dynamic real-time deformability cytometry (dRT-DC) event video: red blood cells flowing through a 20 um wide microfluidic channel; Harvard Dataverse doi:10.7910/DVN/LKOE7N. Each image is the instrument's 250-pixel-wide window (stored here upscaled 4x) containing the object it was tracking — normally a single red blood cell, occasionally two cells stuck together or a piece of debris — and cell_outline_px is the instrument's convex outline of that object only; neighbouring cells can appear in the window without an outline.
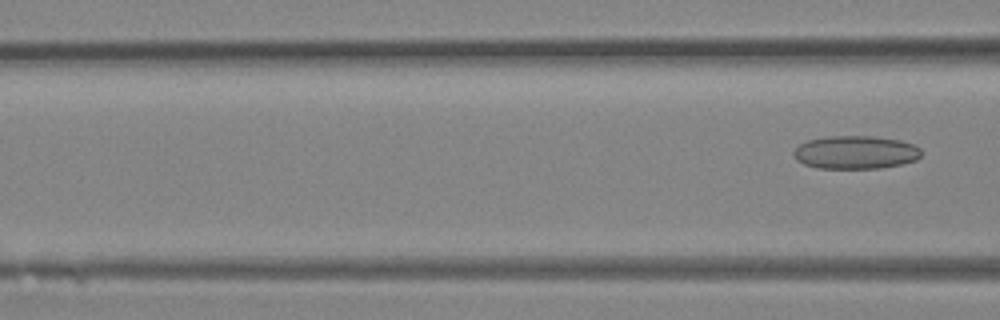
{"species": "Egyptian fruit bat (a non-hibernating species)", "species_latin": "Rousettus aegyptiacus", "temperature_condition": "room temperature", "stored_images_in_passage": 5, "segment_of_instrument_passage": [2, 2], "camera_frame_rate_fps": 3000, "um_per_image_px": 0.085, "animal": {"sex": "female"}, "frame": {"image": 1, "passage_image": 5, "time_ms": 5.667, "image_size_px": [1000, 320], "cell_outline_px": [[920, 156], [916, 160], [904, 164], [880, 168], [816, 168], [804, 164], [796, 160], [792, 152], [800, 144], [808, 140], [828, 136], [872, 136], [900, 140], [912, 144], [920, 148]], "centroid_in_image_um": [72.71, 12.95], "position_along_channel_um": 93.9, "area_um2": 24.74}}